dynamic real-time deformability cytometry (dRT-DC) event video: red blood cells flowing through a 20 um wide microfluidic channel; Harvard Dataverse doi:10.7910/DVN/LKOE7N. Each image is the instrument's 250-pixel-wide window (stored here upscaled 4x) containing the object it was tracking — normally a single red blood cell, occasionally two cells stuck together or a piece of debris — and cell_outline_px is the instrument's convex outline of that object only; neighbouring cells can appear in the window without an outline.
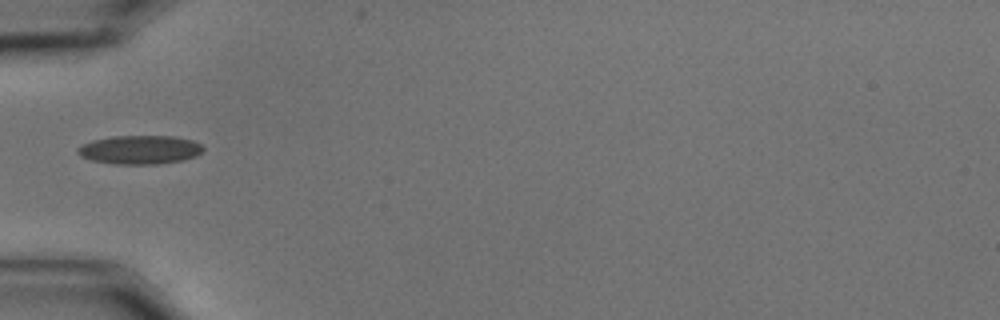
{"species": "common noctule bat (a hibernating species)", "species_latin": "Nyctalus noctula", "temperature_condition": "cold", "stored_images_in_passage": 39, "camera_frame_rate_fps": 3000, "um_per_image_px": 0.085, "animal": {"sex": "male", "body_mass_g": 15.6}, "frame": {"image": 1, "passage_image": 1, "time_ms": 0.0, "image_size_px": [1000, 320], "cell_outline_px": [[204, 148], [196, 156], [184, 160], [156, 164], [112, 164], [92, 160], [80, 156], [76, 152], [76, 148], [92, 140], [112, 136], [172, 136], [192, 140], [200, 144]], "centroid_in_image_um": [11.86, 12.73], "position_along_channel_um": 73.1, "area_um2": 21.04}}
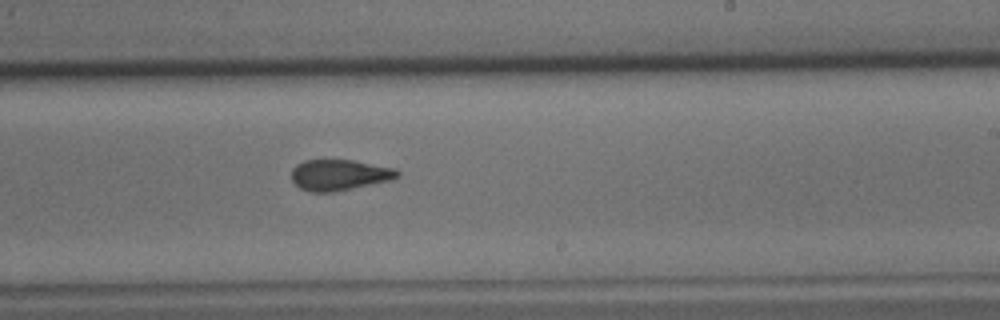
{"frame": {"image": 2, "passage_image": 17, "time_ms": 5.333, "image_size_px": [1000, 320], "cell_outline_px": [[400, 176], [392, 180], [332, 192], [312, 192], [300, 188], [292, 180], [292, 168], [296, 164], [304, 160], [352, 160], [396, 168], [400, 172]], "centroid_in_image_um": [28.86, 14.86], "position_along_channel_um": 260.1, "area_um2": 19.07}}
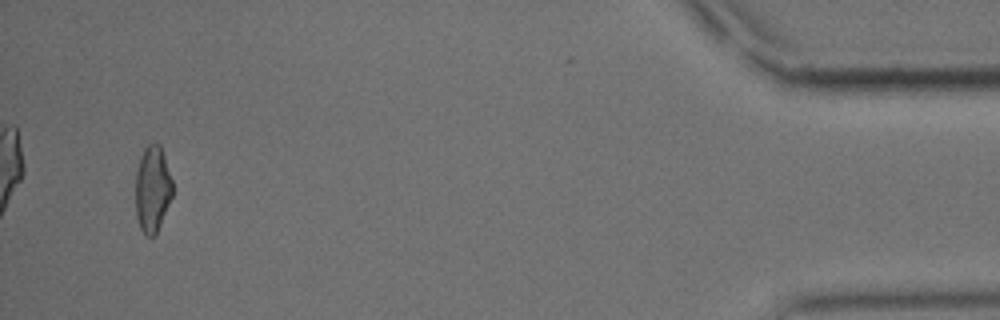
{"frame": {"image": 3, "passage_image": 37, "time_ms": 12.0, "image_size_px": [1000, 320], "cell_outline_px": [[172, 196], [160, 224], [156, 232], [152, 236], [148, 236], [140, 228], [136, 216], [136, 172], [140, 156], [144, 148], [148, 144], [160, 144], [172, 180]], "centroid_in_image_um": [12.95, 16.04], "position_along_channel_um": 422.3, "area_um2": 18.32}, "authors_computed_cell_mechanics": {"area_um2": 19.363, "velocity_mm_per_s": 3.4927, "shape_relaxation_time_tau1_ms": 6.2519, "shape_relaxation_time_tau2_ms": 1.5696, "deformation_change_tau1": 0.1685, "deformation_change_tau2": 0.0964}}